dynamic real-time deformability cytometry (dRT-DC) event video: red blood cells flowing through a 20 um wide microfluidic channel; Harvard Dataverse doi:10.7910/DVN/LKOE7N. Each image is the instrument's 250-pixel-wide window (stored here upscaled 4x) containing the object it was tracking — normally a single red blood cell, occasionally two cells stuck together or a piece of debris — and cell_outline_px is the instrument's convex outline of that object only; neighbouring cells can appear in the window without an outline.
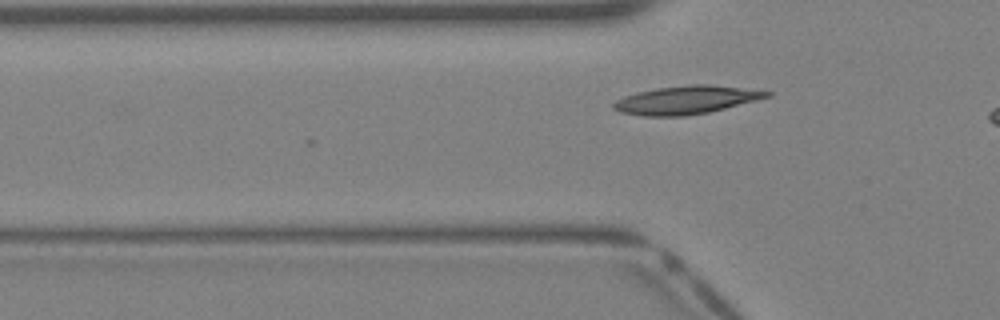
{"species": "Egyptian fruit bat (a non-hibernating species)", "species_latin": "Rousettus aegyptiacus", "temperature_condition": "warm", "stored_images_in_passage": 2, "camera_frame_rate_fps": 3000, "um_per_image_px": 0.085, "animal": {"sex": "female"}, "frame": {"image": 1, "passage_image": 2, "time_ms": 0.333, "image_size_px": [1000, 320], "cell_outline_px": [[772, 96], [708, 112], [684, 116], [644, 116], [620, 112], [612, 108], [612, 104], [616, 100], [624, 96], [636, 92], [656, 88], [688, 84], [708, 84], [772, 92]], "centroid_in_image_um": [58.27, 8.49], "position_along_channel_um": 67.5, "area_um2": 25.03}}